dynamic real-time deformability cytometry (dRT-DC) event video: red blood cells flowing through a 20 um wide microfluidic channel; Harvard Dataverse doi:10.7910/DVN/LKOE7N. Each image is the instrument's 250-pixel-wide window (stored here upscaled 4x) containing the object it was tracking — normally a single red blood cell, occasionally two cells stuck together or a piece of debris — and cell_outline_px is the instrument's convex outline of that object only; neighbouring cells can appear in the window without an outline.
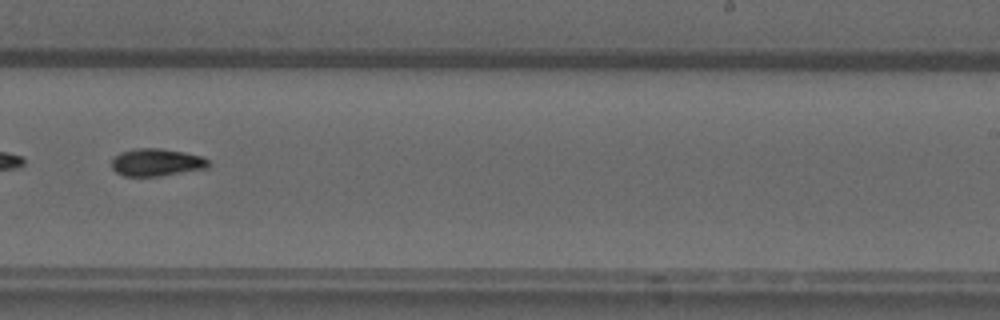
{"species": "common noctule bat (a hibernating species)", "species_latin": "Nyctalus noctula", "temperature_condition": "warm", "stored_images_in_passage": 51, "segment_of_instrument_passage": [2, 2], "camera_frame_rate_fps": 3000, "um_per_image_px": 0.085, "animal": {"sex": "male", "forearm_length_mm": 52.5}, "frame": {"image": 1, "passage_image": 32, "time_ms": 10.333, "image_size_px": [1000, 320], "cell_outline_px": [[212, 164], [208, 168], [160, 176], [124, 176], [116, 172], [112, 168], [112, 160], [120, 152], [136, 148], [160, 148], [184, 152], [200, 156], [208, 160]], "centroid_in_image_um": [13.32, 13.8], "position_along_channel_um": 275.7, "area_um2": 15.55}}
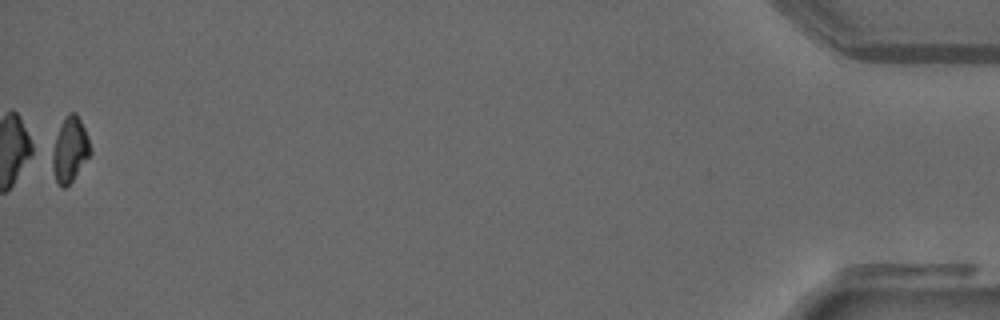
{"frame": {"image": 2, "passage_image": 51, "time_ms": 16.667, "image_size_px": [1000, 320], "cell_outline_px": [[92, 152], [72, 180], [64, 188], [56, 184], [48, 152], [68, 112], [76, 112], [88, 136], [92, 148]], "centroid_in_image_um": [5.9, 12.74], "position_along_channel_um": 429.3, "area_um2": 14.68}}